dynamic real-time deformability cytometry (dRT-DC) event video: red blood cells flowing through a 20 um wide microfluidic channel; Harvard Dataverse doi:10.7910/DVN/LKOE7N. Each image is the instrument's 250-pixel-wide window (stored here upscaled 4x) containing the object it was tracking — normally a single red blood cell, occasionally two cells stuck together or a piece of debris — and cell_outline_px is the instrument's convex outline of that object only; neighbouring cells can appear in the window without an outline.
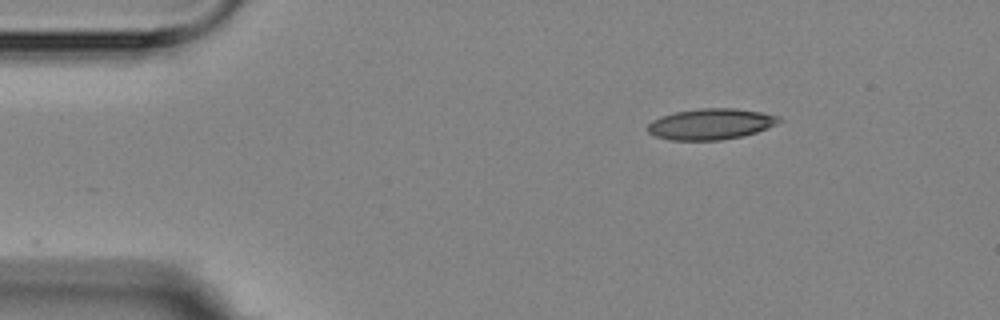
{"species": "Egyptian fruit bat (a non-hibernating species)", "species_latin": "Rousettus aegyptiacus", "temperature_condition": "room temperature", "stored_images_in_passage": 3, "camera_frame_rate_fps": 3000, "um_per_image_px": 0.085, "animal": {"sex": "female"}, "frame": {"image": 1, "passage_image": 1, "time_ms": 0.0, "image_size_px": [1000, 320], "cell_outline_px": [[784, 120], [768, 128], [744, 136], [720, 140], [672, 140], [656, 136], [648, 132], [648, 124], [652, 120], [660, 116], [676, 112], [700, 108], [736, 108], [760, 112], [780, 116]], "centroid_in_image_um": [60.45, 10.54], "position_along_channel_um": 24.6, "area_um2": 23.76}}